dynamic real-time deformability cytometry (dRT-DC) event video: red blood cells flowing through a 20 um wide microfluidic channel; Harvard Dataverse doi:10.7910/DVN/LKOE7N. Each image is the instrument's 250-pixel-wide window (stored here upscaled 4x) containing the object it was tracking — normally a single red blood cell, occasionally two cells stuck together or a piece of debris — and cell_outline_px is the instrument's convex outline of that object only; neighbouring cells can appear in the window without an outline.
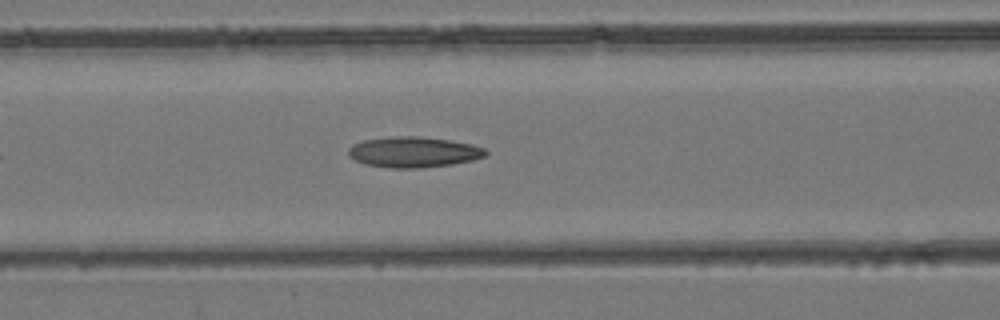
{"species": "common noctule bat (a hibernating species)", "species_latin": "Nyctalus noctula", "temperature_condition": "room temperature", "stored_images_in_passage": 32, "camera_frame_rate_fps": 3000, "um_per_image_px": 0.085, "animal": {"sex": "female", "body_mass_g": 24.6, "forearm_length_mm": 56.2}, "frame": {"image": 1, "passage_image": 8, "time_ms": 2.333, "image_size_px": [1000, 320], "cell_outline_px": [[488, 152], [484, 156], [472, 160], [452, 164], [420, 168], [388, 168], [364, 164], [348, 156], [348, 148], [352, 144], [364, 140], [392, 136], [420, 136], [448, 140], [472, 144], [484, 148]], "centroid_in_image_um": [35.12, 12.92], "position_along_channel_um": 131.5, "area_um2": 24.57}}
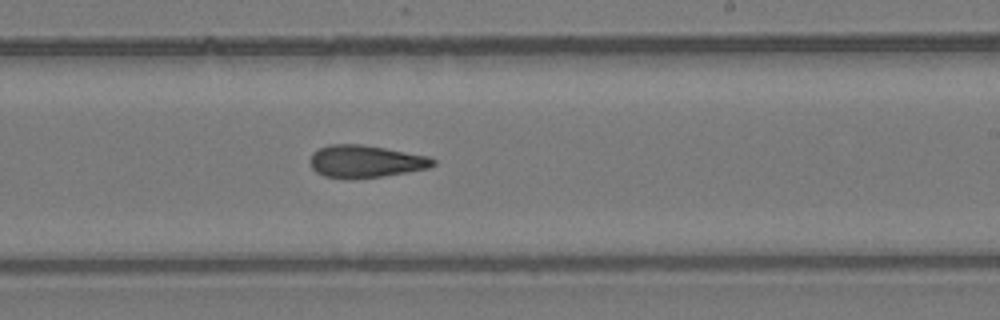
{"frame": {"image": 2, "passage_image": 16, "time_ms": 5.0, "image_size_px": [1000, 320], "cell_outline_px": [[436, 164], [428, 168], [384, 176], [324, 176], [316, 172], [312, 168], [308, 160], [312, 152], [328, 144], [360, 144], [384, 148], [428, 156], [436, 160]], "centroid_in_image_um": [31.06, 13.68], "position_along_channel_um": 257.9, "area_um2": 22.6}}
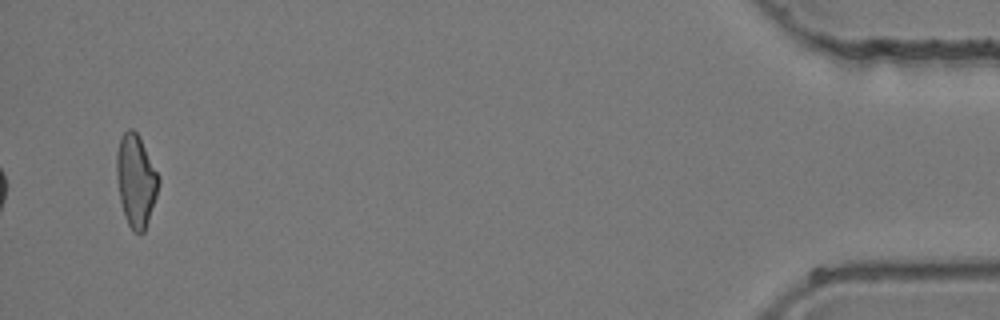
{"frame": {"image": 3, "passage_image": 32, "time_ms": 10.333, "image_size_px": [1000, 320], "cell_outline_px": [[160, 184], [144, 232], [140, 236], [132, 232], [124, 216], [120, 200], [116, 176], [116, 152], [120, 136], [128, 128], [132, 128], [136, 132], [160, 176]], "centroid_in_image_um": [11.54, 15.37], "position_along_channel_um": 423.7, "area_um2": 22.77}}